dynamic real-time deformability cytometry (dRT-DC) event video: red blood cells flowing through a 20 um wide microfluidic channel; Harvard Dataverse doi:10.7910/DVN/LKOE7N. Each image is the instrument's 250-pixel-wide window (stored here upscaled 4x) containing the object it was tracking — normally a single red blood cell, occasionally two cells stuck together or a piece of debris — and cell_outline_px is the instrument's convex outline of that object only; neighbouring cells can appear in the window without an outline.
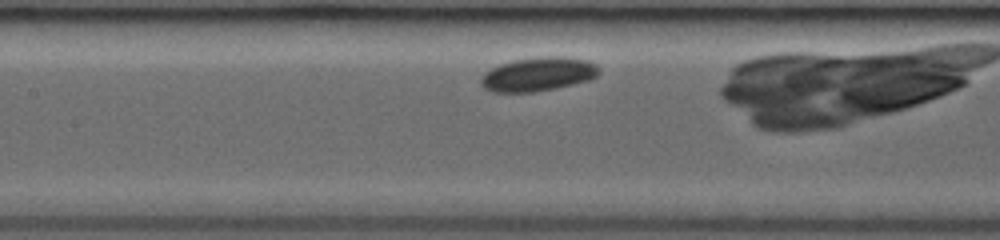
{"species": "common noctule bat (a hibernating species)", "species_latin": "Nyctalus noctula", "temperature_condition": "room temperature", "stored_images_in_passage": 32, "camera_frame_rate_fps": 3000, "um_per_image_px": 0.085, "animal": {"sex": "female", "body_mass_g": 19.0, "forearm_length_mm": 53.3}, "frame": {"image": 1, "passage_image": 5, "time_ms": 1.0, "image_size_px": [1000, 240], "cell_outline_px": [[600, 72], [592, 80], [532, 92], [492, 92], [484, 88], [480, 84], [480, 76], [484, 72], [500, 64], [512, 60], [544, 56], [564, 56], [588, 60], [596, 64], [600, 68]], "centroid_in_image_um": [45.74, 6.29], "position_along_channel_um": 161.7, "area_um2": 23.52}}
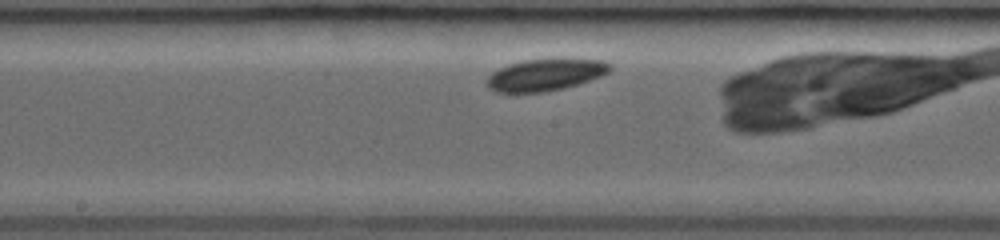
{"frame": {"image": 2, "passage_image": 8, "time_ms": 2.0, "image_size_px": [1000, 240], "cell_outline_px": [[612, 68], [608, 72], [600, 76], [564, 88], [544, 92], [496, 92], [488, 88], [484, 84], [484, 80], [492, 72], [508, 64], [524, 60], [564, 56], [604, 60], [612, 64]], "centroid_in_image_um": [46.36, 6.31], "position_along_channel_um": 201.8, "area_um2": 23.7}}